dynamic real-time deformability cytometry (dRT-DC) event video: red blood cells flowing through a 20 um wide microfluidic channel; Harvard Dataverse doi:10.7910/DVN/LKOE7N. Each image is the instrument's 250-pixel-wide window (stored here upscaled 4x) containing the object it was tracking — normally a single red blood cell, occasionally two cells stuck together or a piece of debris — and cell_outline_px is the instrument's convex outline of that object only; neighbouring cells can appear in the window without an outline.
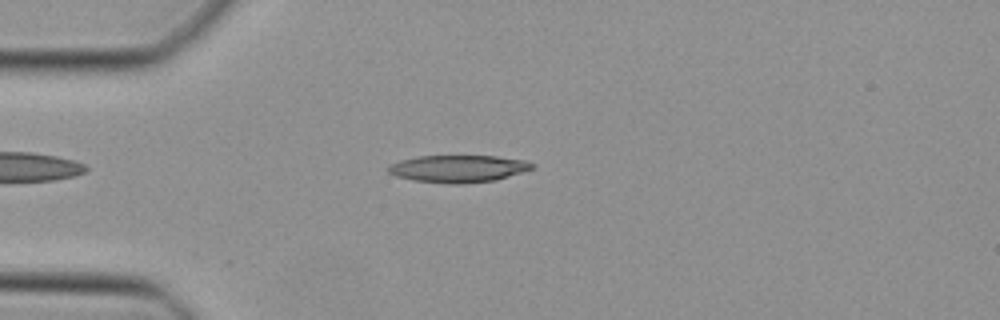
{"species": "Egyptian fruit bat (a non-hibernating species)", "species_latin": "Rousettus aegyptiacus", "temperature_condition": "cold", "stored_images_in_passage": 39, "camera_frame_rate_fps": 3000, "um_per_image_px": 0.085, "animal": {"sex": "female"}, "frame": {"image": 1, "passage_image": 4, "time_ms": 1.0, "image_size_px": [1000, 320], "cell_outline_px": [[536, 168], [496, 180], [460, 184], [448, 184], [412, 180], [396, 176], [388, 172], [384, 168], [388, 164], [400, 160], [420, 156], [496, 156], [524, 160], [536, 164]], "centroid_in_image_um": [38.93, 14.34], "position_along_channel_um": 46.1, "area_um2": 23.12}}
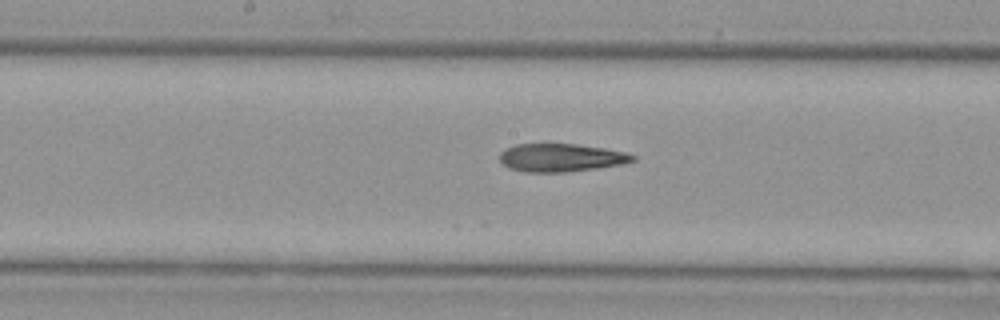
{"frame": {"image": 2, "passage_image": 16, "time_ms": 5.0, "image_size_px": [1000, 320], "cell_outline_px": [[636, 160], [620, 164], [596, 168], [564, 172], [524, 172], [508, 168], [500, 160], [500, 152], [504, 148], [516, 144], [576, 144], [604, 148], [624, 152], [636, 156]], "centroid_in_image_um": [47.64, 13.4], "position_along_channel_um": 200.6, "area_um2": 21.68}}
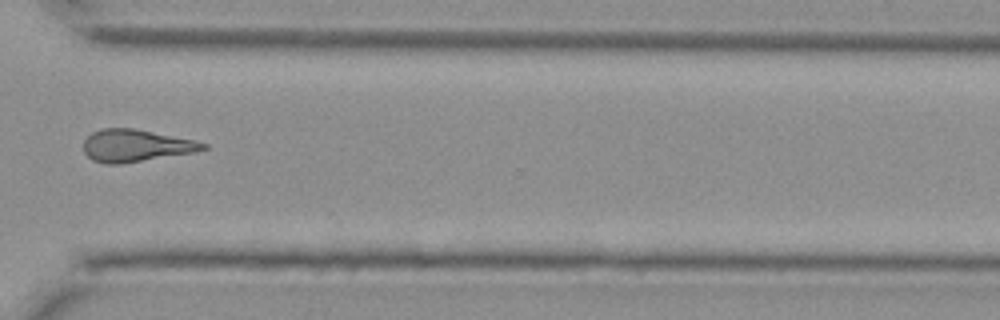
{"frame": {"image": 3, "passage_image": 27, "time_ms": 8.667, "image_size_px": [1000, 320], "cell_outline_px": [[208, 148], [192, 152], [120, 164], [108, 164], [92, 160], [84, 152], [84, 140], [92, 132], [100, 128], [132, 128], [196, 140], [208, 144]], "centroid_in_image_um": [11.52, 12.37], "position_along_channel_um": 359.1, "area_um2": 22.25}}